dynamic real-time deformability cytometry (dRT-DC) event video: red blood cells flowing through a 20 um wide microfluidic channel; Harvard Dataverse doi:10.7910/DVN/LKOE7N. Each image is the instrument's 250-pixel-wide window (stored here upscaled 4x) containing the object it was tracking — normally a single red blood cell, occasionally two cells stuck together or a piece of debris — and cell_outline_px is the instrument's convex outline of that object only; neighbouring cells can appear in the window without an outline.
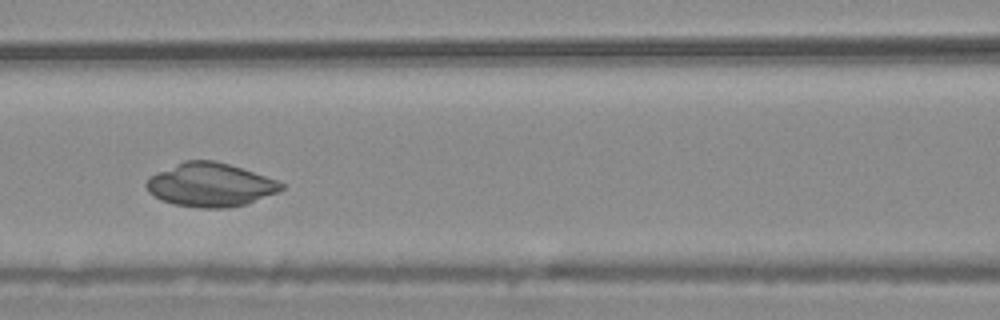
{"species": "common noctule bat (a hibernating species)", "species_latin": "Nyctalus noctula", "temperature_condition": "warm", "stored_images_in_passage": 9, "camera_frame_rate_fps": 3000, "um_per_image_px": 0.085, "animal": {"sex": "male", "body_mass_g": 20.4}, "frame": {"image": 1, "passage_image": 6, "time_ms": 1.667, "image_size_px": [1000, 320], "cell_outline_px": [[284, 188], [276, 192], [244, 204], [224, 208], [200, 208], [172, 204], [160, 200], [148, 192], [144, 184], [148, 176], [156, 172], [184, 160], [216, 160], [276, 180], [284, 184]], "centroid_in_image_um": [17.78, 15.71], "position_along_channel_um": 148.8, "area_um2": 34.16}}
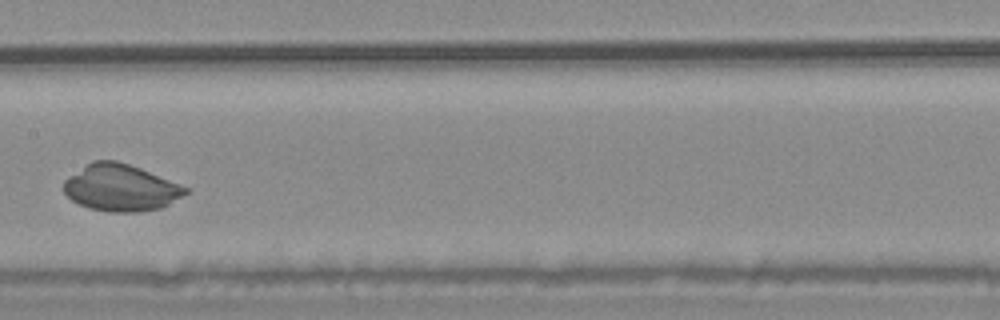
{"frame": {"image": 2, "passage_image": 7, "time_ms": 2.0, "image_size_px": [1000, 320], "cell_outline_px": [[192, 192], [160, 208], [140, 212], [108, 212], [88, 208], [72, 200], [64, 192], [64, 180], [68, 176], [92, 160], [116, 160], [140, 168], [192, 188]], "centroid_in_image_um": [10.3, 15.96], "position_along_channel_um": 197.1, "area_um2": 33.52}}
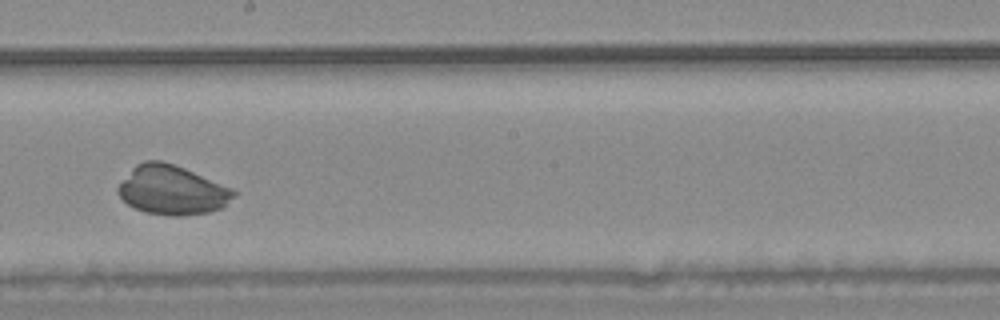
{"frame": {"image": 3, "passage_image": 8, "time_ms": 2.333, "image_size_px": [1000, 320], "cell_outline_px": [[236, 196], [220, 208], [212, 212], [184, 216], [172, 216], [144, 212], [128, 204], [116, 192], [116, 188], [132, 168], [136, 164], [144, 160], [160, 160], [184, 168], [232, 188], [236, 192]], "centroid_in_image_um": [14.62, 16.17], "position_along_channel_um": 233.6, "area_um2": 33.12}}